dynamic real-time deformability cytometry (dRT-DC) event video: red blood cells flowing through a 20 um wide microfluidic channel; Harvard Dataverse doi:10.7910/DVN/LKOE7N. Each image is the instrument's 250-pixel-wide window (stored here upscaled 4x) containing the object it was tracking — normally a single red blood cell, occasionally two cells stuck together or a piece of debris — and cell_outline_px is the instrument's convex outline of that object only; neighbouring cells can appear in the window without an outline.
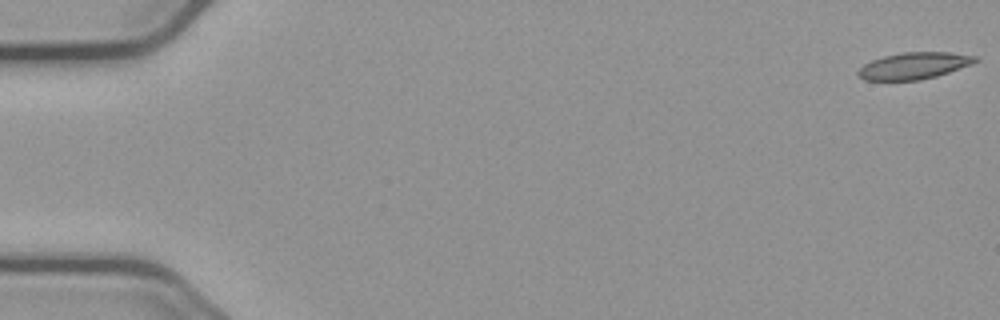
{"species": "common noctule bat (a hibernating species)", "species_latin": "Nyctalus noctula", "temperature_condition": "cold", "stored_images_in_passage": 56, "camera_frame_rate_fps": 3000, "um_per_image_px": 0.085, "animal": {"sex": "male", "body_mass_g": 23.1, "forearm_length_mm": 52.7}, "frame": {"image": 1, "passage_image": 1, "time_ms": 0.0, "image_size_px": [1000, 320], "cell_outline_px": [[980, 60], [972, 64], [936, 76], [920, 80], [864, 80], [856, 76], [856, 72], [864, 64], [872, 60], [884, 56], [904, 52], [952, 52], [976, 56]], "centroid_in_image_um": [77.68, 5.59], "position_along_channel_um": 7.3, "area_um2": 18.26}}
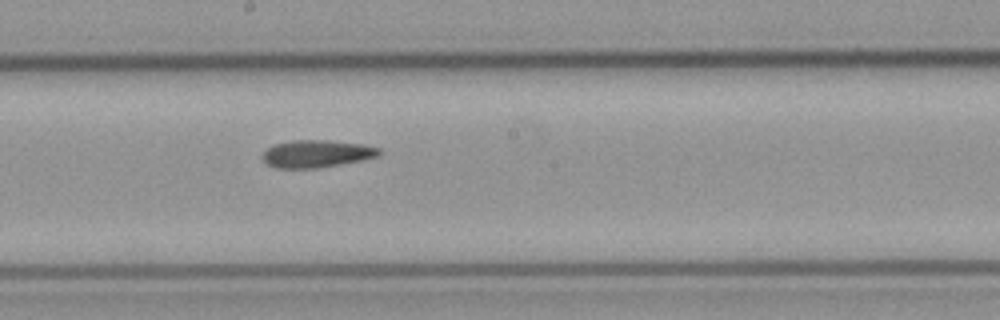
{"frame": {"image": 2, "passage_image": 31, "time_ms": 10.0, "image_size_px": [1000, 320], "cell_outline_px": [[380, 152], [376, 156], [360, 160], [316, 168], [276, 168], [264, 164], [260, 156], [272, 144], [292, 140], [328, 140], [360, 144], [380, 148]], "centroid_in_image_um": [26.8, 13.06], "position_along_channel_um": 221.4, "area_um2": 18.55}}
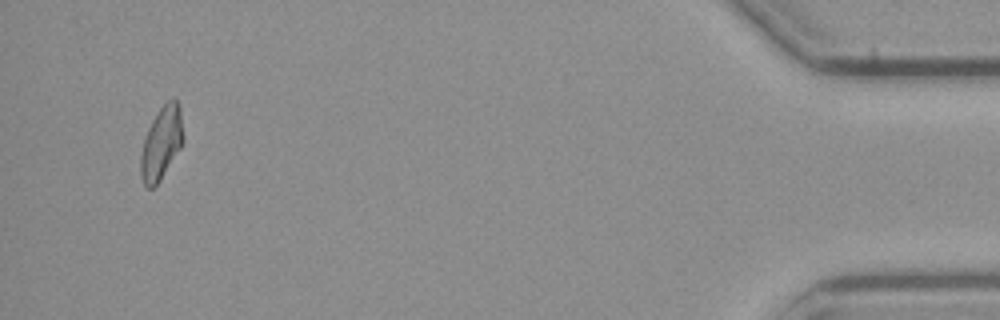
{"frame": {"image": 3, "passage_image": 54, "time_ms": 17.667, "image_size_px": [1000, 320], "cell_outline_px": [[184, 140], [180, 148], [160, 180], [152, 188], [148, 188], [144, 184], [140, 176], [140, 156], [144, 140], [148, 128], [152, 120], [160, 108], [172, 96], [176, 96], [180, 104]], "centroid_in_image_um": [13.73, 12.11], "position_along_channel_um": 421.5, "area_um2": 18.15}, "authors_computed_cell_mechanics": {"area_um2": 18.6983, "velocity_mm_per_s": 3.6839, "shape_relaxation_time_tau1_ms": null, "shape_relaxation_time_tau2_ms": 7.6589, "deformation_change_tau1": null, "deformation_change_tau2": 0.1656}}